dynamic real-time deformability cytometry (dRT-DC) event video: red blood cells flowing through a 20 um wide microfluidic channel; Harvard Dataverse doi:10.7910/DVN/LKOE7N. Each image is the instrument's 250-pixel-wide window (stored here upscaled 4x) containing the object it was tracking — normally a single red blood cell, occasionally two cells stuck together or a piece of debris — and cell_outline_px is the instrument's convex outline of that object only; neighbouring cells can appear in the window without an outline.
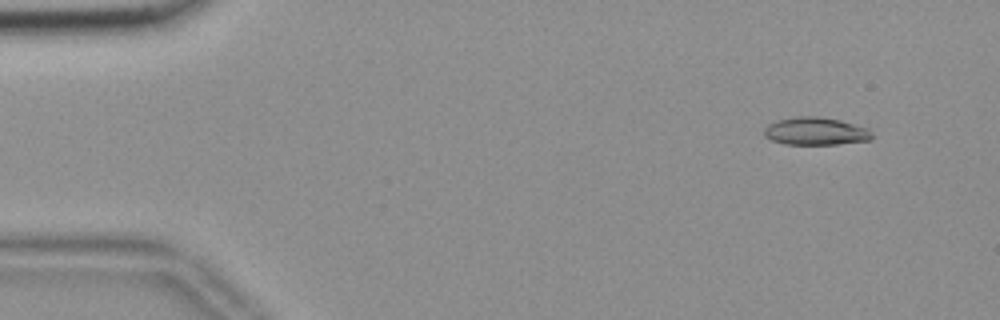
{"species": "common noctule bat (a hibernating species)", "species_latin": "Nyctalus noctula", "temperature_condition": "room temperature", "stored_images_in_passage": 54, "camera_frame_rate_fps": 3000, "um_per_image_px": 0.085, "animal": {"sex": "female", "body_mass_g": 18.4}, "frame": {"image": 1, "passage_image": 4, "time_ms": 1.0, "image_size_px": [1000, 320], "cell_outline_px": [[876, 136], [872, 140], [836, 144], [784, 144], [772, 140], [764, 136], [764, 128], [768, 124], [776, 120], [796, 116], [816, 116], [840, 120], [868, 128]], "centroid_in_image_um": [69.35, 11.15], "position_along_channel_um": 15.6, "area_um2": 17.63}}
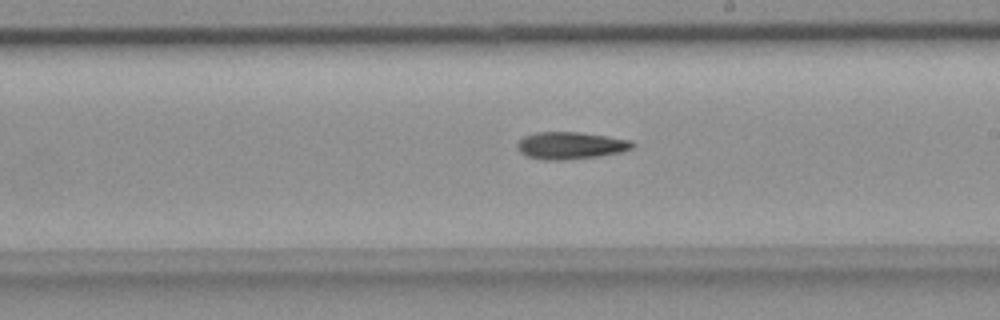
{"frame": {"image": 2, "passage_image": 31, "time_ms": 10.0, "image_size_px": [1000, 320], "cell_outline_px": [[636, 144], [632, 148], [620, 152], [596, 156], [564, 160], [544, 160], [528, 156], [520, 152], [516, 148], [516, 144], [524, 136], [536, 132], [576, 132], [604, 136], [628, 140]], "centroid_in_image_um": [48.44, 12.37], "position_along_channel_um": 240.6, "area_um2": 17.98}}
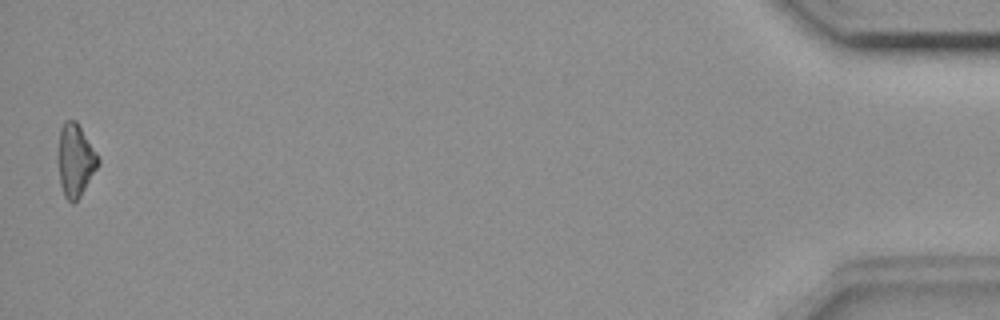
{"frame": {"image": 3, "passage_image": 54, "time_ms": 17.667, "image_size_px": [1000, 320], "cell_outline_px": [[100, 164], [80, 196], [72, 204], [64, 196], [60, 184], [56, 160], [60, 128], [64, 120], [76, 120], [96, 152], [100, 160]], "centroid_in_image_um": [6.37, 13.61], "position_along_channel_um": 428.8, "area_um2": 17.28}}